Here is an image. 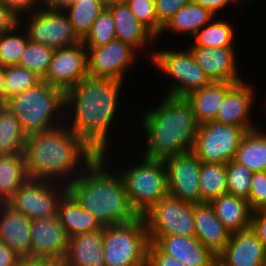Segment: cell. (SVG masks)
Here are the masks:
<instances>
[{
  "label": "cell",
  "mask_w": 266,
  "mask_h": 266,
  "mask_svg": "<svg viewBox=\"0 0 266 266\" xmlns=\"http://www.w3.org/2000/svg\"><path fill=\"white\" fill-rule=\"evenodd\" d=\"M67 128L61 125L60 128L57 126L27 136L23 154L29 179L47 180L68 186L78 177L77 174L80 175L77 172H81L78 169L81 166L80 161L83 160L87 166L98 156L69 127Z\"/></svg>",
  "instance_id": "6da1fadb"
},
{
  "label": "cell",
  "mask_w": 266,
  "mask_h": 266,
  "mask_svg": "<svg viewBox=\"0 0 266 266\" xmlns=\"http://www.w3.org/2000/svg\"><path fill=\"white\" fill-rule=\"evenodd\" d=\"M122 83L88 76L65 92V106L74 108L69 128L103 157Z\"/></svg>",
  "instance_id": "7a4b0ae2"
},
{
  "label": "cell",
  "mask_w": 266,
  "mask_h": 266,
  "mask_svg": "<svg viewBox=\"0 0 266 266\" xmlns=\"http://www.w3.org/2000/svg\"><path fill=\"white\" fill-rule=\"evenodd\" d=\"M98 155L67 186V191L82 208L95 216L102 227L127 223L139 215L132 208L120 175H111ZM105 169V170H104Z\"/></svg>",
  "instance_id": "3957f363"
},
{
  "label": "cell",
  "mask_w": 266,
  "mask_h": 266,
  "mask_svg": "<svg viewBox=\"0 0 266 266\" xmlns=\"http://www.w3.org/2000/svg\"><path fill=\"white\" fill-rule=\"evenodd\" d=\"M147 138V158L165 160L192 151L199 125L186 97L166 95L158 106L143 117Z\"/></svg>",
  "instance_id": "277c9868"
},
{
  "label": "cell",
  "mask_w": 266,
  "mask_h": 266,
  "mask_svg": "<svg viewBox=\"0 0 266 266\" xmlns=\"http://www.w3.org/2000/svg\"><path fill=\"white\" fill-rule=\"evenodd\" d=\"M19 120L24 133L29 136L60 126L55 115L65 108V92L41 80L35 86L14 95L5 105ZM60 109V112H58Z\"/></svg>",
  "instance_id": "5b68a950"
},
{
  "label": "cell",
  "mask_w": 266,
  "mask_h": 266,
  "mask_svg": "<svg viewBox=\"0 0 266 266\" xmlns=\"http://www.w3.org/2000/svg\"><path fill=\"white\" fill-rule=\"evenodd\" d=\"M148 244L142 216L127 223L103 227L105 266H147Z\"/></svg>",
  "instance_id": "8992f818"
},
{
  "label": "cell",
  "mask_w": 266,
  "mask_h": 266,
  "mask_svg": "<svg viewBox=\"0 0 266 266\" xmlns=\"http://www.w3.org/2000/svg\"><path fill=\"white\" fill-rule=\"evenodd\" d=\"M119 173L132 208L139 216L168 195L162 160L143 156L142 162Z\"/></svg>",
  "instance_id": "52a82bcc"
},
{
  "label": "cell",
  "mask_w": 266,
  "mask_h": 266,
  "mask_svg": "<svg viewBox=\"0 0 266 266\" xmlns=\"http://www.w3.org/2000/svg\"><path fill=\"white\" fill-rule=\"evenodd\" d=\"M149 242L160 236L195 237L194 205L167 195L142 215Z\"/></svg>",
  "instance_id": "ba28073f"
},
{
  "label": "cell",
  "mask_w": 266,
  "mask_h": 266,
  "mask_svg": "<svg viewBox=\"0 0 266 266\" xmlns=\"http://www.w3.org/2000/svg\"><path fill=\"white\" fill-rule=\"evenodd\" d=\"M150 55L151 61L157 68L176 80L167 95L187 97L190 93L212 82L197 64L190 49L179 52L157 51Z\"/></svg>",
  "instance_id": "9c48e42d"
},
{
  "label": "cell",
  "mask_w": 266,
  "mask_h": 266,
  "mask_svg": "<svg viewBox=\"0 0 266 266\" xmlns=\"http://www.w3.org/2000/svg\"><path fill=\"white\" fill-rule=\"evenodd\" d=\"M246 131L217 121L199 125L192 152L203 163L226 164L233 160Z\"/></svg>",
  "instance_id": "30bf717a"
},
{
  "label": "cell",
  "mask_w": 266,
  "mask_h": 266,
  "mask_svg": "<svg viewBox=\"0 0 266 266\" xmlns=\"http://www.w3.org/2000/svg\"><path fill=\"white\" fill-rule=\"evenodd\" d=\"M66 192L62 183L28 178L6 204L29 220L42 219L58 214L59 201Z\"/></svg>",
  "instance_id": "8fae6325"
},
{
  "label": "cell",
  "mask_w": 266,
  "mask_h": 266,
  "mask_svg": "<svg viewBox=\"0 0 266 266\" xmlns=\"http://www.w3.org/2000/svg\"><path fill=\"white\" fill-rule=\"evenodd\" d=\"M29 16L25 31L32 42L53 49L71 47L82 42L64 11L43 8Z\"/></svg>",
  "instance_id": "7c38bea8"
},
{
  "label": "cell",
  "mask_w": 266,
  "mask_h": 266,
  "mask_svg": "<svg viewBox=\"0 0 266 266\" xmlns=\"http://www.w3.org/2000/svg\"><path fill=\"white\" fill-rule=\"evenodd\" d=\"M166 171L168 195L184 203H201L199 176L201 161L192 152L163 160Z\"/></svg>",
  "instance_id": "4fadbf2b"
},
{
  "label": "cell",
  "mask_w": 266,
  "mask_h": 266,
  "mask_svg": "<svg viewBox=\"0 0 266 266\" xmlns=\"http://www.w3.org/2000/svg\"><path fill=\"white\" fill-rule=\"evenodd\" d=\"M86 50L89 77L121 82L136 56L134 47L118 39L103 46L86 47Z\"/></svg>",
  "instance_id": "5bb4252c"
},
{
  "label": "cell",
  "mask_w": 266,
  "mask_h": 266,
  "mask_svg": "<svg viewBox=\"0 0 266 266\" xmlns=\"http://www.w3.org/2000/svg\"><path fill=\"white\" fill-rule=\"evenodd\" d=\"M86 77L87 50L81 42L75 46L54 49L43 80L66 92Z\"/></svg>",
  "instance_id": "9a60e30c"
},
{
  "label": "cell",
  "mask_w": 266,
  "mask_h": 266,
  "mask_svg": "<svg viewBox=\"0 0 266 266\" xmlns=\"http://www.w3.org/2000/svg\"><path fill=\"white\" fill-rule=\"evenodd\" d=\"M68 237L58 214L31 220L30 258L63 261L67 252Z\"/></svg>",
  "instance_id": "2e32d148"
},
{
  "label": "cell",
  "mask_w": 266,
  "mask_h": 266,
  "mask_svg": "<svg viewBox=\"0 0 266 266\" xmlns=\"http://www.w3.org/2000/svg\"><path fill=\"white\" fill-rule=\"evenodd\" d=\"M216 266H266V252L251 227L231 233Z\"/></svg>",
  "instance_id": "e0dca14e"
},
{
  "label": "cell",
  "mask_w": 266,
  "mask_h": 266,
  "mask_svg": "<svg viewBox=\"0 0 266 266\" xmlns=\"http://www.w3.org/2000/svg\"><path fill=\"white\" fill-rule=\"evenodd\" d=\"M153 244L162 253L186 266H216L217 256L196 237L160 236Z\"/></svg>",
  "instance_id": "ac0fdd59"
},
{
  "label": "cell",
  "mask_w": 266,
  "mask_h": 266,
  "mask_svg": "<svg viewBox=\"0 0 266 266\" xmlns=\"http://www.w3.org/2000/svg\"><path fill=\"white\" fill-rule=\"evenodd\" d=\"M197 64L215 82L239 83L234 47H189Z\"/></svg>",
  "instance_id": "d6986e66"
},
{
  "label": "cell",
  "mask_w": 266,
  "mask_h": 266,
  "mask_svg": "<svg viewBox=\"0 0 266 266\" xmlns=\"http://www.w3.org/2000/svg\"><path fill=\"white\" fill-rule=\"evenodd\" d=\"M253 94L252 86L243 83V81L236 83L226 93L215 121L243 128L246 132L257 129L249 123L248 116L252 106Z\"/></svg>",
  "instance_id": "ffe728a7"
},
{
  "label": "cell",
  "mask_w": 266,
  "mask_h": 266,
  "mask_svg": "<svg viewBox=\"0 0 266 266\" xmlns=\"http://www.w3.org/2000/svg\"><path fill=\"white\" fill-rule=\"evenodd\" d=\"M0 240L22 259L30 258L31 220L0 204Z\"/></svg>",
  "instance_id": "44dd1931"
},
{
  "label": "cell",
  "mask_w": 266,
  "mask_h": 266,
  "mask_svg": "<svg viewBox=\"0 0 266 266\" xmlns=\"http://www.w3.org/2000/svg\"><path fill=\"white\" fill-rule=\"evenodd\" d=\"M194 225L195 237L218 256L228 244L231 232L218 219L210 203L194 205Z\"/></svg>",
  "instance_id": "7402d4cb"
},
{
  "label": "cell",
  "mask_w": 266,
  "mask_h": 266,
  "mask_svg": "<svg viewBox=\"0 0 266 266\" xmlns=\"http://www.w3.org/2000/svg\"><path fill=\"white\" fill-rule=\"evenodd\" d=\"M64 266H105L103 227L68 238Z\"/></svg>",
  "instance_id": "603a6c76"
},
{
  "label": "cell",
  "mask_w": 266,
  "mask_h": 266,
  "mask_svg": "<svg viewBox=\"0 0 266 266\" xmlns=\"http://www.w3.org/2000/svg\"><path fill=\"white\" fill-rule=\"evenodd\" d=\"M106 7L111 11L114 19L116 39L130 44L136 51L141 50L148 43H153L156 37L138 21L125 0Z\"/></svg>",
  "instance_id": "cb8c5ba5"
},
{
  "label": "cell",
  "mask_w": 266,
  "mask_h": 266,
  "mask_svg": "<svg viewBox=\"0 0 266 266\" xmlns=\"http://www.w3.org/2000/svg\"><path fill=\"white\" fill-rule=\"evenodd\" d=\"M235 84L212 81L186 97L192 104L194 117L198 125L215 121L226 93Z\"/></svg>",
  "instance_id": "d4e9b609"
},
{
  "label": "cell",
  "mask_w": 266,
  "mask_h": 266,
  "mask_svg": "<svg viewBox=\"0 0 266 266\" xmlns=\"http://www.w3.org/2000/svg\"><path fill=\"white\" fill-rule=\"evenodd\" d=\"M58 218L67 237L100 230L102 226L67 191L58 204Z\"/></svg>",
  "instance_id": "484cf974"
},
{
  "label": "cell",
  "mask_w": 266,
  "mask_h": 266,
  "mask_svg": "<svg viewBox=\"0 0 266 266\" xmlns=\"http://www.w3.org/2000/svg\"><path fill=\"white\" fill-rule=\"evenodd\" d=\"M210 204L218 219L231 233L250 227L252 211L248 200L226 193Z\"/></svg>",
  "instance_id": "4316f807"
},
{
  "label": "cell",
  "mask_w": 266,
  "mask_h": 266,
  "mask_svg": "<svg viewBox=\"0 0 266 266\" xmlns=\"http://www.w3.org/2000/svg\"><path fill=\"white\" fill-rule=\"evenodd\" d=\"M262 133L258 129L246 132L233 158L251 172L266 171V134Z\"/></svg>",
  "instance_id": "83f0119b"
},
{
  "label": "cell",
  "mask_w": 266,
  "mask_h": 266,
  "mask_svg": "<svg viewBox=\"0 0 266 266\" xmlns=\"http://www.w3.org/2000/svg\"><path fill=\"white\" fill-rule=\"evenodd\" d=\"M27 179L24 154L0 155V204H6Z\"/></svg>",
  "instance_id": "f1b7e54d"
},
{
  "label": "cell",
  "mask_w": 266,
  "mask_h": 266,
  "mask_svg": "<svg viewBox=\"0 0 266 266\" xmlns=\"http://www.w3.org/2000/svg\"><path fill=\"white\" fill-rule=\"evenodd\" d=\"M213 18V14L209 9L203 8L201 5L191 1L187 5L181 7L174 16L162 27L164 30H172L176 33H189L193 37L200 29L207 25Z\"/></svg>",
  "instance_id": "f546056e"
},
{
  "label": "cell",
  "mask_w": 266,
  "mask_h": 266,
  "mask_svg": "<svg viewBox=\"0 0 266 266\" xmlns=\"http://www.w3.org/2000/svg\"><path fill=\"white\" fill-rule=\"evenodd\" d=\"M27 135L16 116L0 106V155L23 154Z\"/></svg>",
  "instance_id": "4dcf8cb0"
},
{
  "label": "cell",
  "mask_w": 266,
  "mask_h": 266,
  "mask_svg": "<svg viewBox=\"0 0 266 266\" xmlns=\"http://www.w3.org/2000/svg\"><path fill=\"white\" fill-rule=\"evenodd\" d=\"M199 186L201 203H211L227 193L226 164L201 162Z\"/></svg>",
  "instance_id": "1f68e13d"
},
{
  "label": "cell",
  "mask_w": 266,
  "mask_h": 266,
  "mask_svg": "<svg viewBox=\"0 0 266 266\" xmlns=\"http://www.w3.org/2000/svg\"><path fill=\"white\" fill-rule=\"evenodd\" d=\"M105 7L106 5L100 0H80L73 3L64 12L68 15L78 37L83 40Z\"/></svg>",
  "instance_id": "d6a6232c"
},
{
  "label": "cell",
  "mask_w": 266,
  "mask_h": 266,
  "mask_svg": "<svg viewBox=\"0 0 266 266\" xmlns=\"http://www.w3.org/2000/svg\"><path fill=\"white\" fill-rule=\"evenodd\" d=\"M191 47L227 48L233 46L234 29L225 20H211L194 36Z\"/></svg>",
  "instance_id": "836d02e7"
},
{
  "label": "cell",
  "mask_w": 266,
  "mask_h": 266,
  "mask_svg": "<svg viewBox=\"0 0 266 266\" xmlns=\"http://www.w3.org/2000/svg\"><path fill=\"white\" fill-rule=\"evenodd\" d=\"M53 51L51 47L29 40L18 65L34 72L43 80L47 74Z\"/></svg>",
  "instance_id": "e575fe53"
},
{
  "label": "cell",
  "mask_w": 266,
  "mask_h": 266,
  "mask_svg": "<svg viewBox=\"0 0 266 266\" xmlns=\"http://www.w3.org/2000/svg\"><path fill=\"white\" fill-rule=\"evenodd\" d=\"M41 80L34 72L19 65L5 66L6 104L11 97L35 86Z\"/></svg>",
  "instance_id": "d590c367"
},
{
  "label": "cell",
  "mask_w": 266,
  "mask_h": 266,
  "mask_svg": "<svg viewBox=\"0 0 266 266\" xmlns=\"http://www.w3.org/2000/svg\"><path fill=\"white\" fill-rule=\"evenodd\" d=\"M19 24L15 29L0 35V65H18L20 57L29 41L27 33L17 34ZM16 32V34L14 33ZM15 34V35H14Z\"/></svg>",
  "instance_id": "8d00e7d4"
},
{
  "label": "cell",
  "mask_w": 266,
  "mask_h": 266,
  "mask_svg": "<svg viewBox=\"0 0 266 266\" xmlns=\"http://www.w3.org/2000/svg\"><path fill=\"white\" fill-rule=\"evenodd\" d=\"M114 19L111 11L105 7L94 21L91 30L82 40L86 47H99L108 44L115 37Z\"/></svg>",
  "instance_id": "74e56055"
},
{
  "label": "cell",
  "mask_w": 266,
  "mask_h": 266,
  "mask_svg": "<svg viewBox=\"0 0 266 266\" xmlns=\"http://www.w3.org/2000/svg\"><path fill=\"white\" fill-rule=\"evenodd\" d=\"M227 193L249 199L253 172L233 160L226 163Z\"/></svg>",
  "instance_id": "f35d334b"
},
{
  "label": "cell",
  "mask_w": 266,
  "mask_h": 266,
  "mask_svg": "<svg viewBox=\"0 0 266 266\" xmlns=\"http://www.w3.org/2000/svg\"><path fill=\"white\" fill-rule=\"evenodd\" d=\"M131 11L155 37L162 33V25L158 22L155 13V0H125Z\"/></svg>",
  "instance_id": "ab89813d"
},
{
  "label": "cell",
  "mask_w": 266,
  "mask_h": 266,
  "mask_svg": "<svg viewBox=\"0 0 266 266\" xmlns=\"http://www.w3.org/2000/svg\"><path fill=\"white\" fill-rule=\"evenodd\" d=\"M248 203L252 212L266 210V171L253 172Z\"/></svg>",
  "instance_id": "60d3db41"
},
{
  "label": "cell",
  "mask_w": 266,
  "mask_h": 266,
  "mask_svg": "<svg viewBox=\"0 0 266 266\" xmlns=\"http://www.w3.org/2000/svg\"><path fill=\"white\" fill-rule=\"evenodd\" d=\"M192 0H155V13L158 22L164 26L183 6Z\"/></svg>",
  "instance_id": "b9f144b4"
},
{
  "label": "cell",
  "mask_w": 266,
  "mask_h": 266,
  "mask_svg": "<svg viewBox=\"0 0 266 266\" xmlns=\"http://www.w3.org/2000/svg\"><path fill=\"white\" fill-rule=\"evenodd\" d=\"M147 266H186L176 259L162 253L153 243L147 248Z\"/></svg>",
  "instance_id": "7bdbcfd3"
},
{
  "label": "cell",
  "mask_w": 266,
  "mask_h": 266,
  "mask_svg": "<svg viewBox=\"0 0 266 266\" xmlns=\"http://www.w3.org/2000/svg\"><path fill=\"white\" fill-rule=\"evenodd\" d=\"M41 4H43V0H4V5L7 6L19 18H21L20 14L24 12L26 13V11L28 14L29 13L32 14L34 12H37L43 9V6ZM37 5L41 7L38 9ZM32 9H33V12H32Z\"/></svg>",
  "instance_id": "ee69618b"
},
{
  "label": "cell",
  "mask_w": 266,
  "mask_h": 266,
  "mask_svg": "<svg viewBox=\"0 0 266 266\" xmlns=\"http://www.w3.org/2000/svg\"><path fill=\"white\" fill-rule=\"evenodd\" d=\"M250 227L256 233L266 252V210L252 212Z\"/></svg>",
  "instance_id": "f6af8a7d"
},
{
  "label": "cell",
  "mask_w": 266,
  "mask_h": 266,
  "mask_svg": "<svg viewBox=\"0 0 266 266\" xmlns=\"http://www.w3.org/2000/svg\"><path fill=\"white\" fill-rule=\"evenodd\" d=\"M21 23V19L16 16L7 6L0 4V35L15 29Z\"/></svg>",
  "instance_id": "bcb514c9"
},
{
  "label": "cell",
  "mask_w": 266,
  "mask_h": 266,
  "mask_svg": "<svg viewBox=\"0 0 266 266\" xmlns=\"http://www.w3.org/2000/svg\"><path fill=\"white\" fill-rule=\"evenodd\" d=\"M21 257L0 240V266H18Z\"/></svg>",
  "instance_id": "7dc6e473"
},
{
  "label": "cell",
  "mask_w": 266,
  "mask_h": 266,
  "mask_svg": "<svg viewBox=\"0 0 266 266\" xmlns=\"http://www.w3.org/2000/svg\"><path fill=\"white\" fill-rule=\"evenodd\" d=\"M196 4L201 5L203 8L209 9L213 14H217L221 8H224L228 3L237 0H192Z\"/></svg>",
  "instance_id": "c3c4849f"
},
{
  "label": "cell",
  "mask_w": 266,
  "mask_h": 266,
  "mask_svg": "<svg viewBox=\"0 0 266 266\" xmlns=\"http://www.w3.org/2000/svg\"><path fill=\"white\" fill-rule=\"evenodd\" d=\"M80 0H43L44 5L47 10L51 11H65L73 3Z\"/></svg>",
  "instance_id": "681fc988"
},
{
  "label": "cell",
  "mask_w": 266,
  "mask_h": 266,
  "mask_svg": "<svg viewBox=\"0 0 266 266\" xmlns=\"http://www.w3.org/2000/svg\"><path fill=\"white\" fill-rule=\"evenodd\" d=\"M5 66L0 65V106L6 105Z\"/></svg>",
  "instance_id": "f907efd6"
},
{
  "label": "cell",
  "mask_w": 266,
  "mask_h": 266,
  "mask_svg": "<svg viewBox=\"0 0 266 266\" xmlns=\"http://www.w3.org/2000/svg\"><path fill=\"white\" fill-rule=\"evenodd\" d=\"M101 2H103L106 6L110 5V4H113V3H116V2H121V1H124V0H100Z\"/></svg>",
  "instance_id": "816d5d0a"
},
{
  "label": "cell",
  "mask_w": 266,
  "mask_h": 266,
  "mask_svg": "<svg viewBox=\"0 0 266 266\" xmlns=\"http://www.w3.org/2000/svg\"><path fill=\"white\" fill-rule=\"evenodd\" d=\"M0 4H4V0H0Z\"/></svg>",
  "instance_id": "f5cc1de1"
}]
</instances>
